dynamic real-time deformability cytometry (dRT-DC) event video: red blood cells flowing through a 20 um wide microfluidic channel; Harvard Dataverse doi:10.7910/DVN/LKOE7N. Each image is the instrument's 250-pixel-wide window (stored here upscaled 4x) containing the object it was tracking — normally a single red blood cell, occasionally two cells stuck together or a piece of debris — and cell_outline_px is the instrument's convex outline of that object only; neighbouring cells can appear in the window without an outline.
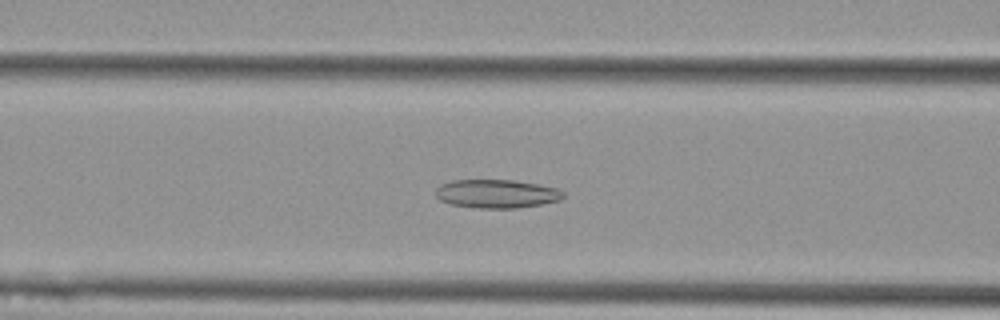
{"species": "Egyptian fruit bat (a non-hibernating species)", "species_latin": "Rousettus aegyptiacus", "temperature_condition": "cold", "stored_images_in_passage": 35, "camera_frame_rate_fps": 3000, "um_per_image_px": 0.085, "animal": {"sex": "female"}, "frame": {"image": 1, "passage_image": 6, "time_ms": 1.667, "image_size_px": [1000, 320], "cell_outline_px": [[564, 196], [560, 200], [540, 204], [516, 208], [480, 208], [448, 204], [440, 200], [436, 196], [436, 188], [440, 184], [452, 180], [512, 180], [536, 184], [556, 188], [564, 192]], "centroid_in_image_um": [42.17, 16.47], "position_along_channel_um": 124.4, "area_um2": 21.15}}
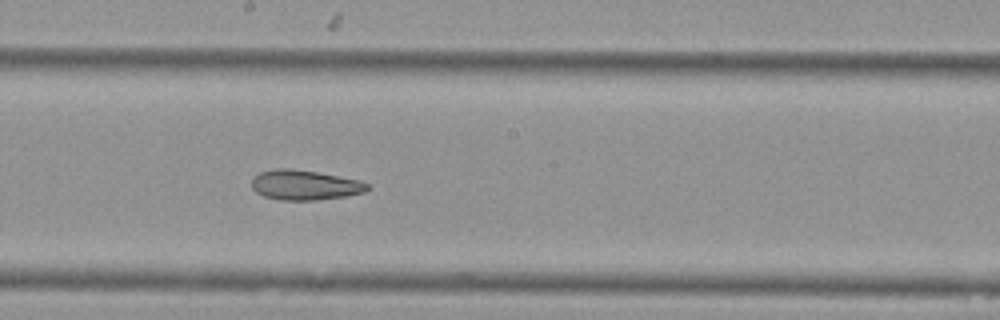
{"frame": {"image": 2, "passage_image": 14, "time_ms": 4.333, "image_size_px": [1000, 320], "cell_outline_px": [[368, 188], [364, 192], [344, 196], [316, 200], [280, 200], [264, 196], [256, 192], [252, 188], [252, 176], [260, 172], [276, 168], [288, 168], [316, 172], [356, 180], [368, 184]], "centroid_in_image_um": [25.82, 15.73], "position_along_channel_um": 222.4, "area_um2": 19.88}}
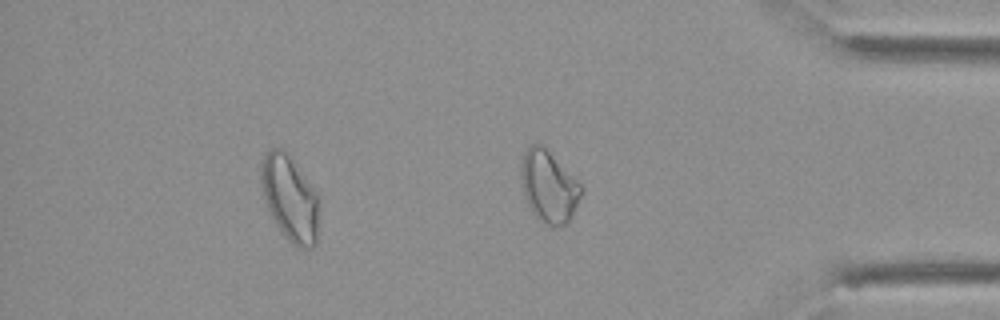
{"frame": {"image": 3, "passage_image": 29, "time_ms": 9.333, "image_size_px": [1000, 320], "cell_outline_px": [[320, 200], [316, 244], [312, 248], [300, 248], [292, 244], [284, 236], [276, 224], [268, 208], [260, 184], [260, 164], [268, 148], [280, 148], [288, 152], [316, 192]], "centroid_in_image_um": [24.65, 16.84], "position_along_channel_um": 410.6, "area_um2": 29.25}, "authors_computed_cell_mechanics": {"area_um2": 21.1548, "velocity_mm_per_s": 3.6799, "shape_relaxation_time_tau1_ms": null, "shape_relaxation_time_tau2_ms": 6.1839, "deformation_change_tau1": null, "deformation_change_tau2": 0.1297}}